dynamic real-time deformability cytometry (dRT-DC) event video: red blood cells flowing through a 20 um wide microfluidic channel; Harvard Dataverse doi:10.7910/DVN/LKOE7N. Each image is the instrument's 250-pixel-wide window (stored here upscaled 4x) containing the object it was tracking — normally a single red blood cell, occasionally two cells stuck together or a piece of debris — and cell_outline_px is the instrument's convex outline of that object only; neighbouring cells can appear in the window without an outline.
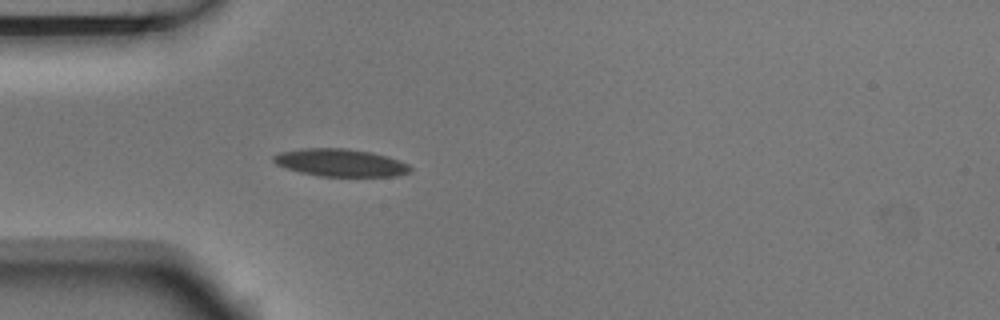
{"species": "Egyptian fruit bat (a non-hibernating species)", "species_latin": "Rousettus aegyptiacus", "temperature_condition": "room temperature", "stored_images_in_passage": 1, "camera_frame_rate_fps": 3000, "um_per_image_px": 0.085, "animal": {"sex": "male"}, "frame": {"image": 1, "passage_image": 1, "time_ms": 0.0, "image_size_px": [1000, 320], "cell_outline_px": [[412, 172], [396, 176], [320, 176], [300, 172], [276, 164], [272, 160], [272, 156], [280, 152], [300, 148], [344, 148], [372, 152], [388, 156], [400, 160], [408, 164], [412, 168]], "centroid_in_image_um": [28.97, 13.82], "position_along_channel_um": 56.0, "area_um2": 22.08}}